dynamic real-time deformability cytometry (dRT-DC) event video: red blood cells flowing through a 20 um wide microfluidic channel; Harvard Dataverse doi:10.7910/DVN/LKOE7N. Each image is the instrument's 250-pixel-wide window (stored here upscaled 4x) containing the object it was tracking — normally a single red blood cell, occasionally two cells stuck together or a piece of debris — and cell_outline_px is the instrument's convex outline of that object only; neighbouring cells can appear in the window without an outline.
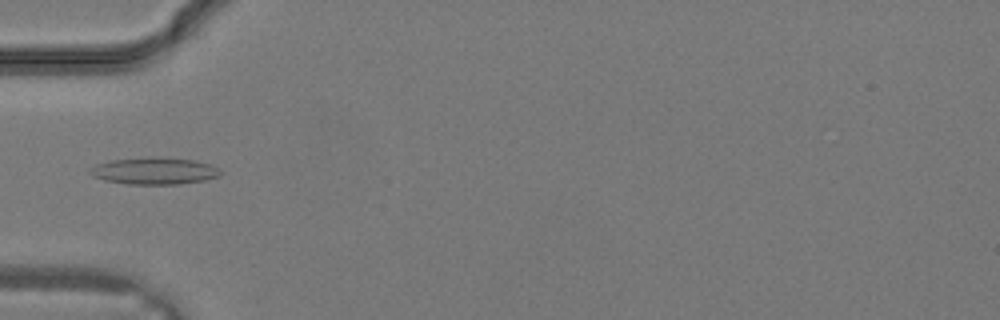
{"species": "common noctule bat (a hibernating species)", "species_latin": "Nyctalus noctula", "temperature_condition": "warm", "stored_images_in_passage": 30, "camera_frame_rate_fps": 3000, "um_per_image_px": 0.085, "animal": {"sex": "male", "body_mass_g": 19.2, "forearm_length_mm": 51.8}, "frame": {"image": 1, "passage_image": 10, "time_ms": 3.0, "image_size_px": [1000, 320], "cell_outline_px": [[220, 176], [204, 180], [180, 184], [128, 184], [104, 180], [92, 176], [88, 172], [88, 168], [96, 164], [112, 160], [148, 156], [160, 156], [196, 160], [212, 164], [220, 172]], "centroid_in_image_um": [13.09, 14.51], "position_along_channel_um": 71.9, "area_um2": 20.81}}
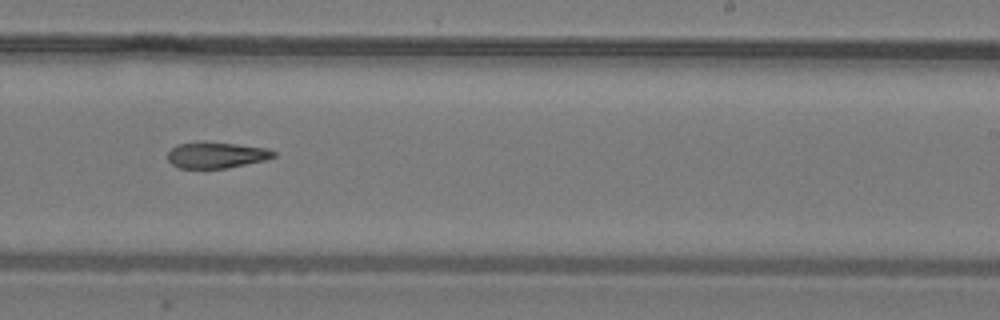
{"frame": {"image": 2, "passage_image": 19, "time_ms": 6.0, "image_size_px": [1000, 320], "cell_outline_px": [[276, 156], [264, 160], [228, 168], [180, 168], [172, 164], [168, 160], [168, 152], [176, 144], [196, 140], [204, 140], [268, 148], [276, 152]], "centroid_in_image_um": [18.36, 13.15], "position_along_channel_um": 270.6, "area_um2": 16.47}}
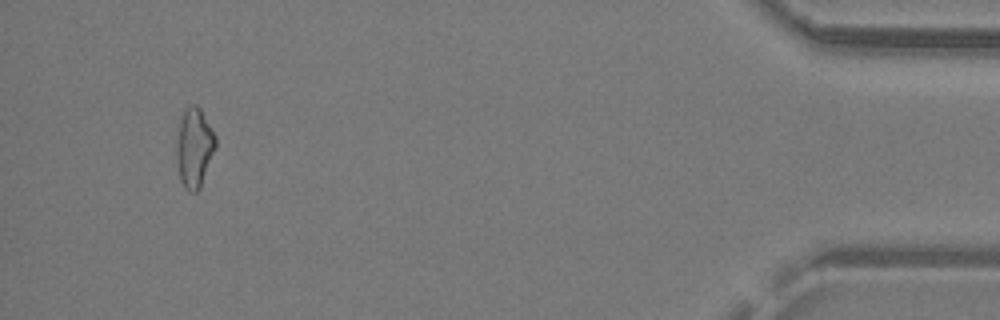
{"frame": {"image": 3, "passage_image": 29, "time_ms": 9.333, "image_size_px": [1000, 320], "cell_outline_px": [[216, 148], [200, 188], [196, 192], [188, 192], [184, 188], [180, 180], [176, 156], [176, 148], [180, 120], [184, 108], [192, 104], [196, 104], [200, 108], [216, 136]], "centroid_in_image_um": [16.51, 12.56], "position_along_channel_um": 418.7, "area_um2": 18.21}}